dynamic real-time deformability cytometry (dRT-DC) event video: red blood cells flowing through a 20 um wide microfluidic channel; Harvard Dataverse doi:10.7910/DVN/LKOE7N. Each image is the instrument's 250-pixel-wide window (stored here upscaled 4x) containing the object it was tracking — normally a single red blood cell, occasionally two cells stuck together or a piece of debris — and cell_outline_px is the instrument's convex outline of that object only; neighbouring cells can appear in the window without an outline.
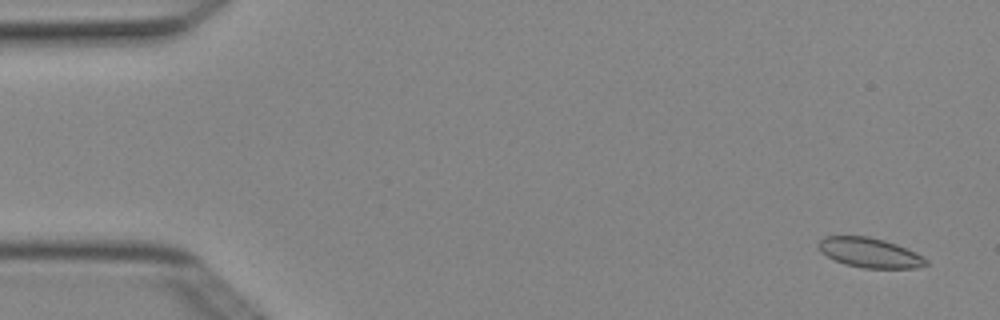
{"species": "Egyptian fruit bat (a non-hibernating species)", "species_latin": "Rousettus aegyptiacus", "temperature_condition": "cold", "stored_images_in_passage": 5, "camera_frame_rate_fps": 3000, "um_per_image_px": 0.085, "animal": {"sex": "female"}, "frame": {"image": 1, "passage_image": 1, "time_ms": 0.0, "image_size_px": [1000, 320], "cell_outline_px": [[928, 264], [916, 268], [864, 268], [844, 264], [820, 252], [820, 240], [824, 236], [868, 236], [884, 240], [896, 244], [916, 252], [924, 256], [928, 260]], "centroid_in_image_um": [73.97, 21.48], "position_along_channel_um": 11.0, "area_um2": 18.55}}